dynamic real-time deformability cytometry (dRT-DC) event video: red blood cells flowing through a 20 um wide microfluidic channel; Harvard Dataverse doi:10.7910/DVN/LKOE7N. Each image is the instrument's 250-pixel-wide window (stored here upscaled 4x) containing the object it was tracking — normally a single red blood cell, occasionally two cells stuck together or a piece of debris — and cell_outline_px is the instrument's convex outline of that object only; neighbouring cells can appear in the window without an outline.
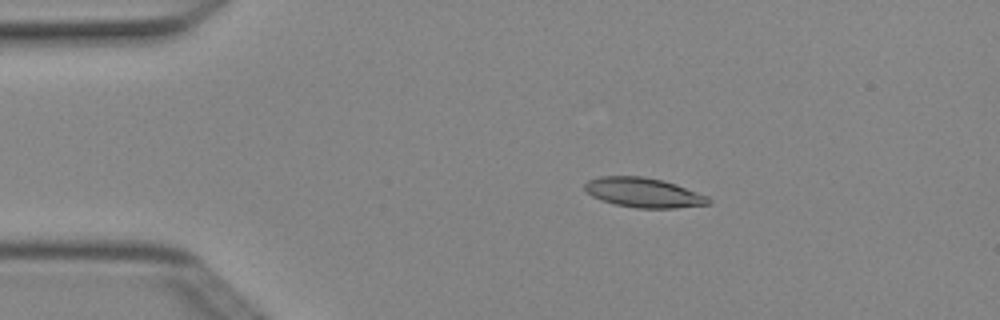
{"species": "Egyptian fruit bat (a non-hibernating species)", "species_latin": "Rousettus aegyptiacus", "temperature_condition": "cold", "stored_images_in_passage": 3, "camera_frame_rate_fps": 3000, "um_per_image_px": 0.085, "animal": {"sex": "female"}, "frame": {"image": 1, "passage_image": 1, "time_ms": 0.0, "image_size_px": [1000, 320], "cell_outline_px": [[712, 204], [676, 208], [636, 208], [616, 204], [592, 196], [584, 188], [584, 184], [588, 180], [600, 176], [644, 176], [664, 180], [676, 184], [708, 196], [712, 200]], "centroid_in_image_um": [54.75, 16.36], "position_along_channel_um": 30.3, "area_um2": 21.44}}
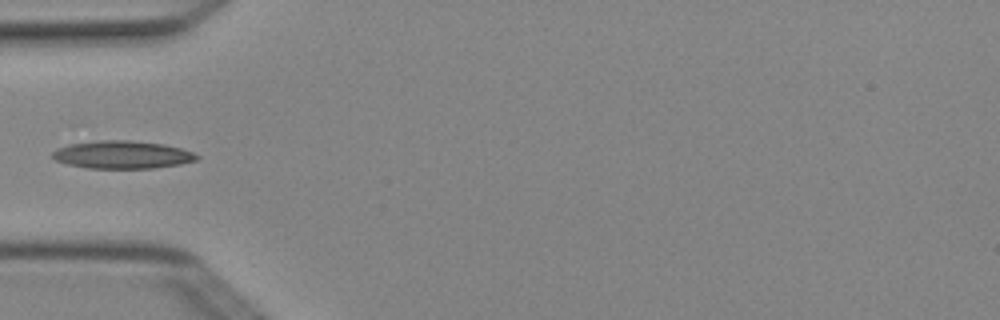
{"frame": {"image": 2, "passage_image": 3, "time_ms": 0.667, "image_size_px": [1000, 320], "cell_outline_px": [[200, 156], [196, 160], [180, 164], [156, 168], [88, 168], [68, 164], [56, 160], [52, 156], [52, 152], [56, 148], [72, 144], [96, 140], [128, 140], [164, 144], [180, 148], [192, 152]], "centroid_in_image_um": [10.4, 13.15], "position_along_channel_um": 74.6, "area_um2": 23.29}}